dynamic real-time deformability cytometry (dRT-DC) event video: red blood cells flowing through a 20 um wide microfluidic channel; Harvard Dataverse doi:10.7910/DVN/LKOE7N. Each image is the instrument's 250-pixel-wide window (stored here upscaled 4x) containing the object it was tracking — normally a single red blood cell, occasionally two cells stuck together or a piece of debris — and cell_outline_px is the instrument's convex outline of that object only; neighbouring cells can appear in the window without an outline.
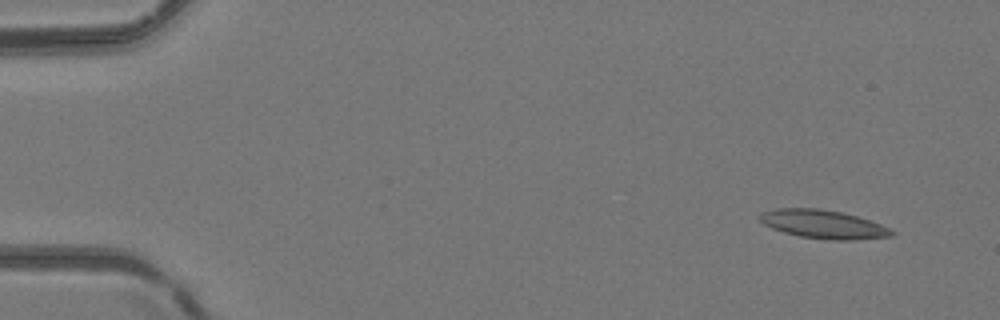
{"species": "common noctule bat (a hibernating species)", "species_latin": "Nyctalus noctula", "temperature_condition": "room temperature", "stored_images_in_passage": 50, "camera_frame_rate_fps": 3000, "um_per_image_px": 0.085, "animal": {"sex": "female", "body_mass_g": 24.6, "forearm_length_mm": 56.2}, "frame": {"image": 1, "passage_image": 3, "time_ms": 0.667, "image_size_px": [1000, 320], "cell_outline_px": [[896, 232], [892, 236], [852, 240], [836, 240], [800, 236], [784, 232], [772, 228], [764, 224], [760, 220], [760, 212], [776, 208], [816, 208], [840, 212], [856, 216], [880, 224]], "centroid_in_image_um": [69.96, 19.05], "position_along_channel_um": 15.0, "area_um2": 21.62}}
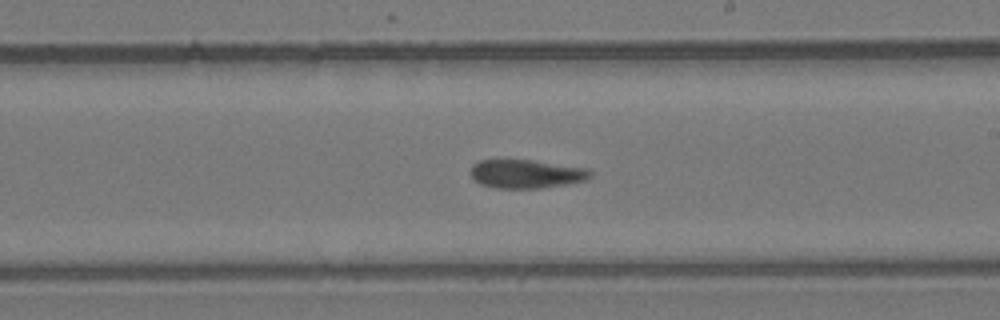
{"frame": {"image": 2, "passage_image": 29, "time_ms": 9.333, "image_size_px": [1000, 320], "cell_outline_px": [[592, 176], [584, 180], [564, 184], [540, 188], [496, 188], [480, 184], [472, 176], [472, 164], [480, 160], [532, 160], [588, 168], [592, 172]], "centroid_in_image_um": [44.74, 14.77], "position_along_channel_um": 244.3, "area_um2": 19.77}}
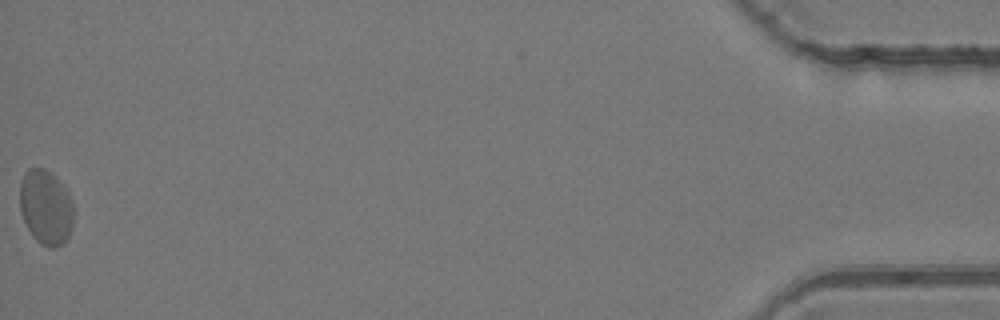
{"frame": {"image": 3, "passage_image": 50, "time_ms": 16.333, "image_size_px": [1000, 320], "cell_outline_px": [[72, 228], [64, 244], [56, 248], [48, 248], [40, 244], [36, 240], [28, 228], [20, 212], [20, 184], [24, 172], [28, 168], [44, 168], [52, 172], [56, 176], [72, 200]], "centroid_in_image_um": [3.89, 17.62], "position_along_channel_um": 431.3, "area_um2": 23.58}, "authors_computed_cell_mechanics": {"area_um2": 20.7502, "velocity_mm_per_s": 4.1379, "shape_relaxation_time_tau1_ms": null, "shape_relaxation_time_tau2_ms": 1.8983, "deformation_change_tau1": null, "deformation_change_tau2": 0.0718}}